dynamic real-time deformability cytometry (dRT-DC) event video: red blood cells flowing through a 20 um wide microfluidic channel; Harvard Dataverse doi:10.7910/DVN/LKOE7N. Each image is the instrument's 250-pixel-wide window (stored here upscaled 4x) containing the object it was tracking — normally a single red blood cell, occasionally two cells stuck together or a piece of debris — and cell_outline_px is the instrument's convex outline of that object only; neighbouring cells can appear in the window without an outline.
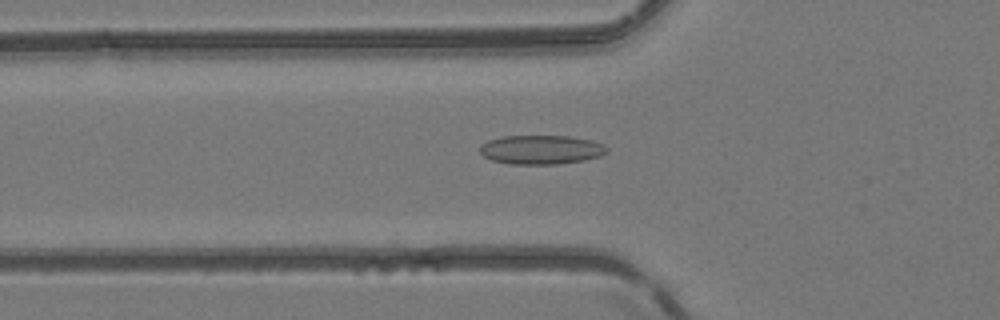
{"species": "common noctule bat (a hibernating species)", "species_latin": "Nyctalus noctula", "temperature_condition": "room temperature", "stored_images_in_passage": 42, "camera_frame_rate_fps": 3000, "um_per_image_px": 0.085, "animal": {"sex": "female", "body_mass_g": 24.6, "forearm_length_mm": 56.2}, "frame": {"image": 1, "passage_image": 17, "time_ms": 5.333, "image_size_px": [1000, 320], "cell_outline_px": [[608, 152], [600, 156], [584, 160], [560, 164], [508, 164], [492, 160], [484, 156], [480, 152], [480, 144], [488, 140], [504, 136], [568, 136], [592, 140], [608, 148]], "centroid_in_image_um": [45.98, 12.72], "position_along_channel_um": 79.8, "area_um2": 21.56}}
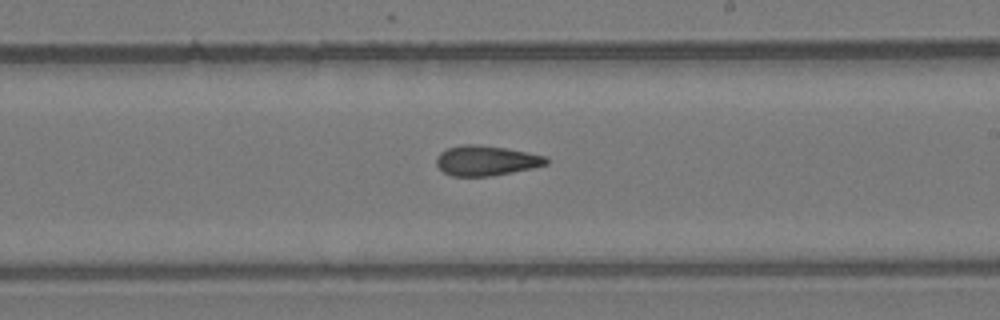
{"frame": {"image": 2, "passage_image": 29, "time_ms": 9.333, "image_size_px": [1000, 320], "cell_outline_px": [[548, 164], [532, 168], [492, 176], [452, 176], [444, 172], [436, 164], [436, 156], [440, 152], [448, 148], [460, 144], [476, 144], [504, 148], [544, 156], [548, 160]], "centroid_in_image_um": [41.27, 13.65], "position_along_channel_um": 247.7, "area_um2": 19.07}}
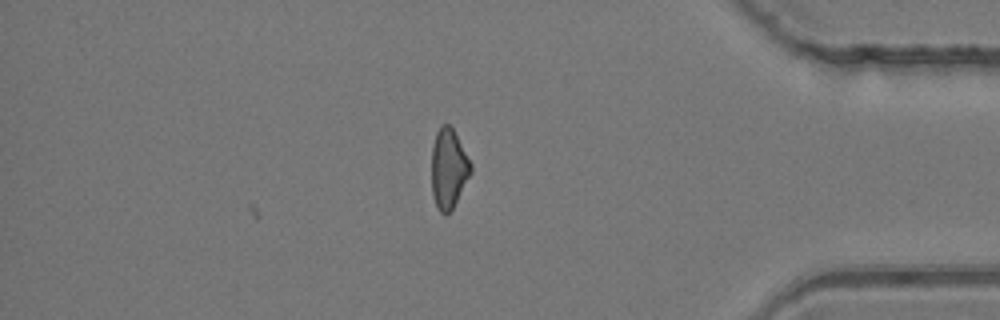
{"frame": {"image": 3, "passage_image": 42, "time_ms": 13.667, "image_size_px": [1000, 320], "cell_outline_px": [[472, 172], [452, 208], [444, 216], [440, 212], [432, 196], [432, 144], [436, 132], [440, 124], [448, 124], [452, 128], [472, 164]], "centroid_in_image_um": [38.12, 14.31], "position_along_channel_um": 397.1, "area_um2": 18.09}, "authors_computed_cell_mechanics": {"area_um2": 19.6809, "velocity_mm_per_s": 4.1732, "shape_relaxation_time_tau1_ms": null, "shape_relaxation_time_tau2_ms": 5.3832, "deformation_change_tau1": null, "deformation_change_tau2": 0.144}}